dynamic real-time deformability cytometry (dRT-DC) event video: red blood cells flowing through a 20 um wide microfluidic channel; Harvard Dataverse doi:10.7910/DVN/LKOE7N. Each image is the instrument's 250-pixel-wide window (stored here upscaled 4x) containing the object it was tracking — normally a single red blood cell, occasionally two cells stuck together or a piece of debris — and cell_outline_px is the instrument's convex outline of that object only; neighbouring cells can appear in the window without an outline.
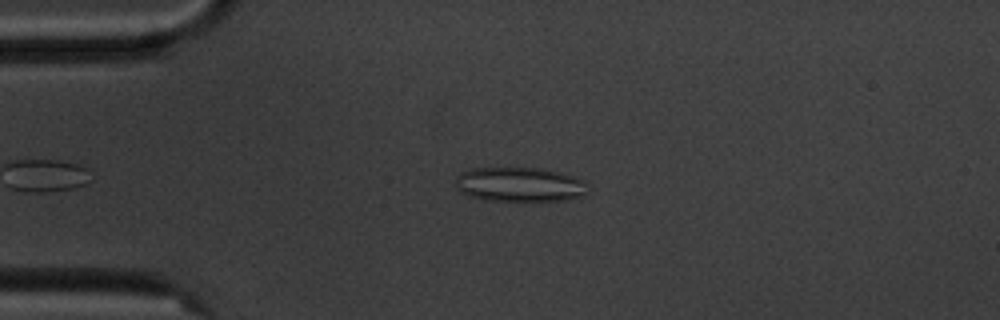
{"species": "common noctule bat (a hibernating species)", "species_latin": "Nyctalus noctula", "temperature_condition": "cold", "stored_images_in_passage": 2, "camera_frame_rate_fps": 3000, "um_per_image_px": 0.085, "animal": {"sex": "male", "body_mass_g": 20.1, "forearm_length_mm": 53.5}, "frame": {"image": 1, "passage_image": 1, "time_ms": 0.0, "image_size_px": [1000, 320], "cell_outline_px": [[588, 184], [584, 192], [580, 196], [564, 200], [484, 200], [468, 196], [460, 192], [456, 188], [456, 176], [460, 172], [472, 168], [540, 168], [560, 172], [584, 180]], "centroid_in_image_um": [44.11, 15.67], "position_along_channel_um": 40.9, "area_um2": 26.47}}